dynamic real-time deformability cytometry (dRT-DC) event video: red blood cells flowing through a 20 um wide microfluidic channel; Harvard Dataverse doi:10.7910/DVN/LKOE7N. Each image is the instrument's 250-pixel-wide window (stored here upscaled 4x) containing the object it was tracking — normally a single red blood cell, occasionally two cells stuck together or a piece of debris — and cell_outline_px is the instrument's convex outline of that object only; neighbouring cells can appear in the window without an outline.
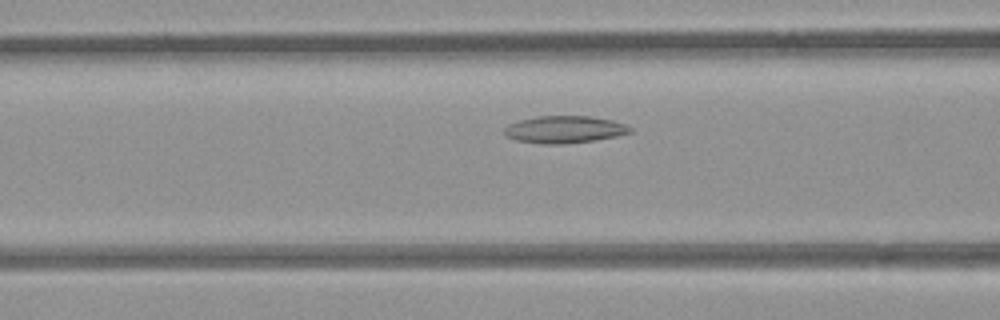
{"species": "common noctule bat (a hibernating species)", "species_latin": "Nyctalus noctula", "temperature_condition": "room temperature", "stored_images_in_passage": 13, "camera_frame_rate_fps": 3000, "um_per_image_px": 0.085, "animal": {"sex": "female", "body_mass_g": 21.9}, "frame": {"image": 1, "passage_image": 11, "time_ms": 3.333, "image_size_px": [1000, 320], "cell_outline_px": [[632, 132], [616, 136], [592, 140], [564, 144], [544, 144], [516, 140], [508, 136], [504, 132], [504, 128], [508, 124], [520, 120], [536, 116], [588, 116], [612, 120], [624, 124], [632, 128]], "centroid_in_image_um": [47.97, 11.0], "position_along_channel_um": 118.6, "area_um2": 19.77}}